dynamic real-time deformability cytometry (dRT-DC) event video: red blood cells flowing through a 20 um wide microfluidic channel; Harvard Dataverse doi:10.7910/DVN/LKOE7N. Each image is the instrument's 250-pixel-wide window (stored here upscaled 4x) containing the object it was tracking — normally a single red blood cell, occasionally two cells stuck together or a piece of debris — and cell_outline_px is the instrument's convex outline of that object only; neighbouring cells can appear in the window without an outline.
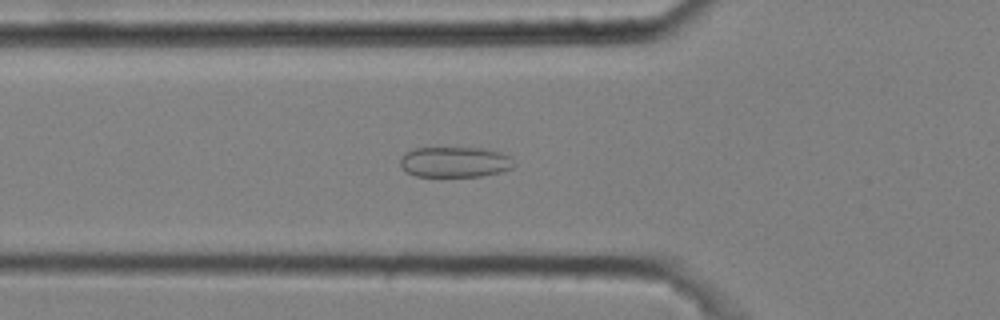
{"species": "common noctule bat (a hibernating species)", "species_latin": "Nyctalus noctula", "temperature_condition": "cold", "stored_images_in_passage": 53, "camera_frame_rate_fps": 3000, "um_per_image_px": 0.085, "animal": {"sex": "male", "body_mass_g": 20.4}, "frame": {"image": 1, "passage_image": 19, "time_ms": 6.0, "image_size_px": [1000, 320], "cell_outline_px": [[516, 164], [512, 168], [500, 172], [480, 176], [416, 176], [408, 172], [400, 164], [400, 160], [408, 152], [416, 148], [480, 148], [500, 152], [512, 156]], "centroid_in_image_um": [38.74, 13.77], "position_along_channel_um": 87.1, "area_um2": 20.06}}
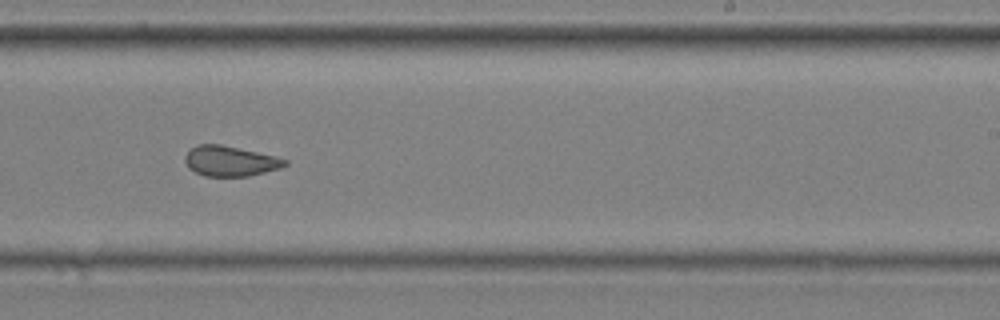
{"frame": {"image": 2, "passage_image": 34, "time_ms": 11.0, "image_size_px": [1000, 320], "cell_outline_px": [[288, 164], [280, 168], [248, 176], [204, 176], [188, 168], [184, 160], [184, 156], [196, 144], [220, 144], [276, 156], [288, 160]], "centroid_in_image_um": [19.55, 13.69], "position_along_channel_um": 269.4, "area_um2": 17.57}}
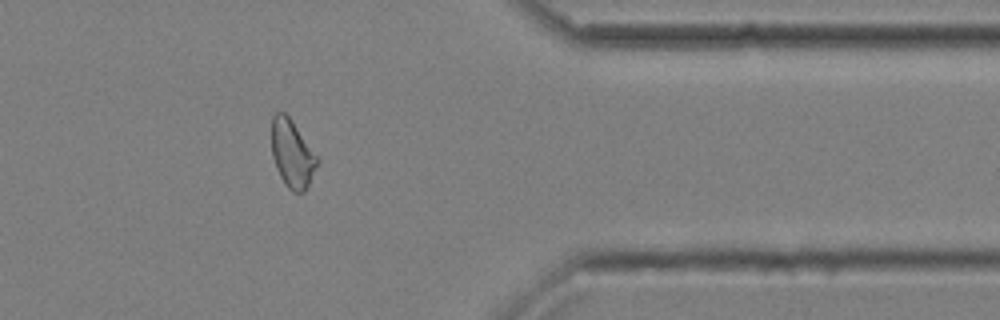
{"frame": {"image": 3, "passage_image": 45, "time_ms": 14.667, "image_size_px": [1000, 320], "cell_outline_px": [[320, 160], [308, 188], [304, 192], [292, 192], [284, 184], [276, 168], [272, 156], [272, 116], [276, 112], [284, 112], [292, 120]], "centroid_in_image_um": [24.85, 13.1], "position_along_channel_um": 386.6, "area_um2": 18.15}, "authors_computed_cell_mechanics": {"area_um2": 19.1896, "velocity_mm_per_s": 3.6439, "shape_relaxation_time_tau1_ms": null, "shape_relaxation_time_tau2_ms": 1.6521, "deformation_change_tau1": null, "deformation_change_tau2": 0.0939}}